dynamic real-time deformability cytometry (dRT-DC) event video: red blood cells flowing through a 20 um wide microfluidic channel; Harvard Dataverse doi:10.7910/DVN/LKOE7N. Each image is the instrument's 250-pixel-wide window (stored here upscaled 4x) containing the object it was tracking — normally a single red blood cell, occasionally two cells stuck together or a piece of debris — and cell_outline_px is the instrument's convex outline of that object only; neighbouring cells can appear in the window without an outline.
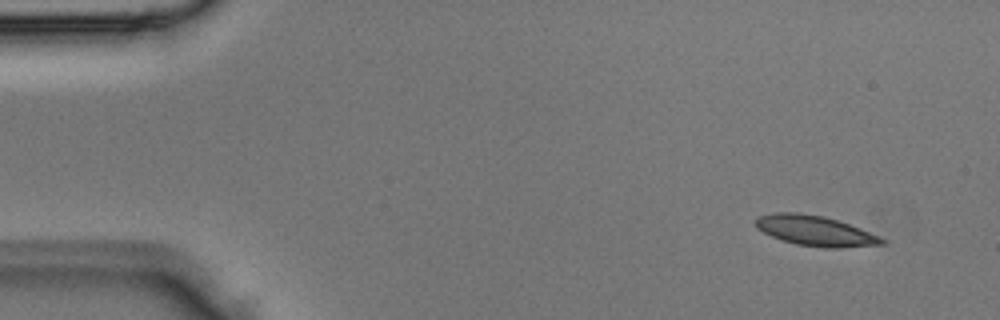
{"species": "Egyptian fruit bat (a non-hibernating species)", "species_latin": "Rousettus aegyptiacus", "temperature_condition": "room temperature", "stored_images_in_passage": 2, "camera_frame_rate_fps": 3000, "um_per_image_px": 0.085, "animal": {"sex": "male"}, "frame": {"image": 1, "passage_image": 1, "time_ms": 0.0, "image_size_px": [1000, 320], "cell_outline_px": [[884, 244], [840, 248], [824, 248], [796, 244], [772, 236], [756, 228], [756, 220], [760, 216], [776, 212], [796, 212], [824, 216], [860, 228], [880, 236], [884, 240]], "centroid_in_image_um": [69.31, 19.62], "position_along_channel_um": 15.7, "area_um2": 21.96}}